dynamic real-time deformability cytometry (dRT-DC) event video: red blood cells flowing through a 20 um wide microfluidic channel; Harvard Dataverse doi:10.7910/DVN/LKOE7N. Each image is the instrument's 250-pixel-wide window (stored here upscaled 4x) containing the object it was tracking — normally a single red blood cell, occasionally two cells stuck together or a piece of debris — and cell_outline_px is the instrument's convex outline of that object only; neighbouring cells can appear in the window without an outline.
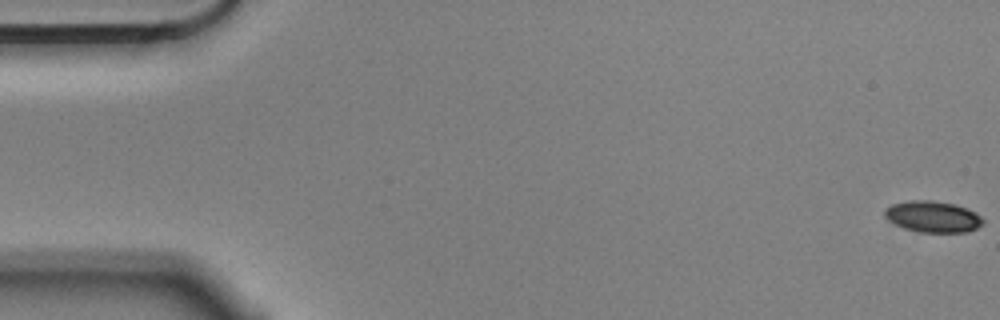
{"species": "Egyptian fruit bat (a non-hibernating species)", "species_latin": "Rousettus aegyptiacus", "temperature_condition": "cold", "stored_images_in_passage": 57, "camera_frame_rate_fps": 3000, "um_per_image_px": 0.085, "animal": {"sex": "male"}, "frame": {"image": 1, "passage_image": 1, "time_ms": 0.0, "image_size_px": [1000, 320], "cell_outline_px": [[984, 224], [968, 232], [920, 232], [904, 228], [888, 220], [884, 216], [884, 208], [892, 204], [908, 200], [932, 200], [956, 204], [968, 208], [976, 212], [984, 220]], "centroid_in_image_um": [79.3, 18.4], "position_along_channel_um": 5.7, "area_um2": 18.15}}
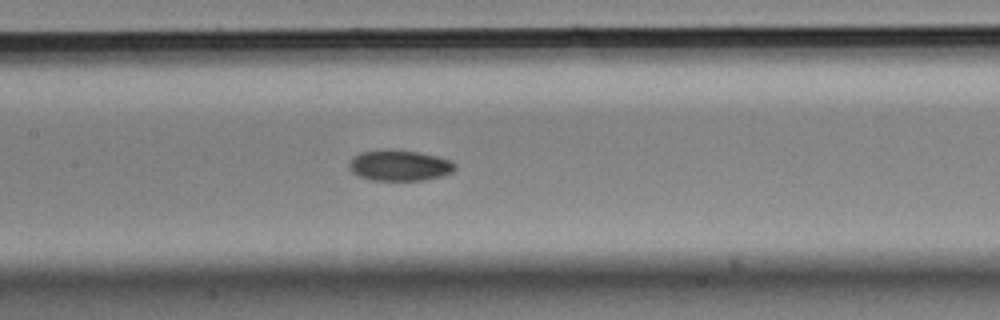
{"frame": {"image": 2, "passage_image": 27, "time_ms": 8.667, "image_size_px": [1000, 320], "cell_outline_px": [[456, 168], [452, 172], [444, 176], [424, 180], [372, 180], [360, 176], [352, 172], [348, 168], [348, 164], [352, 156], [360, 152], [416, 152], [436, 156], [452, 160], [456, 164]], "centroid_in_image_um": [33.99, 14.11], "position_along_channel_um": 173.4, "area_um2": 18.5}}
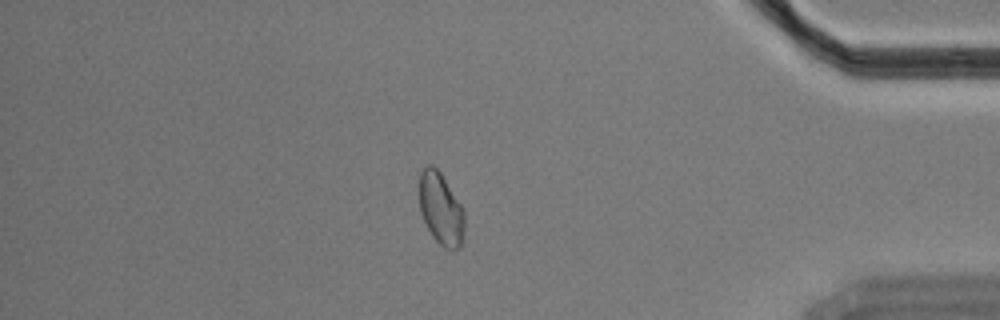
{"frame": {"image": 3, "passage_image": 49, "time_ms": 16.0, "image_size_px": [1000, 320], "cell_outline_px": [[464, 232], [460, 248], [444, 248], [432, 236], [420, 212], [420, 172], [428, 164], [432, 164], [440, 172], [464, 208]], "centroid_in_image_um": [37.49, 17.74], "position_along_channel_um": 397.7, "area_um2": 18.9}, "authors_computed_cell_mechanics": {"area_um2": 19.0162, "velocity_mm_per_s": 3.5478, "shape_relaxation_time_tau1_ms": null, "shape_relaxation_time_tau2_ms": 6.9285, "deformation_change_tau1": null, "deformation_change_tau2": 0.091}}